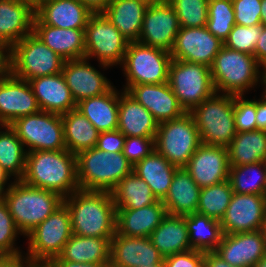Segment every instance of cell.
Instances as JSON below:
<instances>
[{
	"instance_id": "cell-1",
	"label": "cell",
	"mask_w": 266,
	"mask_h": 267,
	"mask_svg": "<svg viewBox=\"0 0 266 267\" xmlns=\"http://www.w3.org/2000/svg\"><path fill=\"white\" fill-rule=\"evenodd\" d=\"M70 211L72 233L79 236L113 238L117 209L110 192L78 189L63 198Z\"/></svg>"
},
{
	"instance_id": "cell-2",
	"label": "cell",
	"mask_w": 266,
	"mask_h": 267,
	"mask_svg": "<svg viewBox=\"0 0 266 267\" xmlns=\"http://www.w3.org/2000/svg\"><path fill=\"white\" fill-rule=\"evenodd\" d=\"M27 185L58 193L63 198L80 189L76 155L65 150L27 152L21 179Z\"/></svg>"
},
{
	"instance_id": "cell-3",
	"label": "cell",
	"mask_w": 266,
	"mask_h": 267,
	"mask_svg": "<svg viewBox=\"0 0 266 267\" xmlns=\"http://www.w3.org/2000/svg\"><path fill=\"white\" fill-rule=\"evenodd\" d=\"M4 201L17 229L26 236L63 204V197L56 192L27 185L22 180H14L7 185Z\"/></svg>"
},
{
	"instance_id": "cell-4",
	"label": "cell",
	"mask_w": 266,
	"mask_h": 267,
	"mask_svg": "<svg viewBox=\"0 0 266 267\" xmlns=\"http://www.w3.org/2000/svg\"><path fill=\"white\" fill-rule=\"evenodd\" d=\"M77 181L86 191L112 192L119 181L133 172L122 152L91 148L76 155Z\"/></svg>"
},
{
	"instance_id": "cell-5",
	"label": "cell",
	"mask_w": 266,
	"mask_h": 267,
	"mask_svg": "<svg viewBox=\"0 0 266 267\" xmlns=\"http://www.w3.org/2000/svg\"><path fill=\"white\" fill-rule=\"evenodd\" d=\"M210 69L217 93L244 95L261 82V66L255 56L224 45L215 56Z\"/></svg>"
},
{
	"instance_id": "cell-6",
	"label": "cell",
	"mask_w": 266,
	"mask_h": 267,
	"mask_svg": "<svg viewBox=\"0 0 266 267\" xmlns=\"http://www.w3.org/2000/svg\"><path fill=\"white\" fill-rule=\"evenodd\" d=\"M201 144L227 147L236 136L234 95L215 92L190 112Z\"/></svg>"
},
{
	"instance_id": "cell-7",
	"label": "cell",
	"mask_w": 266,
	"mask_h": 267,
	"mask_svg": "<svg viewBox=\"0 0 266 267\" xmlns=\"http://www.w3.org/2000/svg\"><path fill=\"white\" fill-rule=\"evenodd\" d=\"M200 145L199 131L190 112L159 123L155 150L176 167H185Z\"/></svg>"
},
{
	"instance_id": "cell-8",
	"label": "cell",
	"mask_w": 266,
	"mask_h": 267,
	"mask_svg": "<svg viewBox=\"0 0 266 267\" xmlns=\"http://www.w3.org/2000/svg\"><path fill=\"white\" fill-rule=\"evenodd\" d=\"M72 234L70 211L63 203L26 235L29 241L26 255L36 265H47L61 254Z\"/></svg>"
},
{
	"instance_id": "cell-9",
	"label": "cell",
	"mask_w": 266,
	"mask_h": 267,
	"mask_svg": "<svg viewBox=\"0 0 266 267\" xmlns=\"http://www.w3.org/2000/svg\"><path fill=\"white\" fill-rule=\"evenodd\" d=\"M64 63L33 32L10 48V72L23 80L60 74Z\"/></svg>"
},
{
	"instance_id": "cell-10",
	"label": "cell",
	"mask_w": 266,
	"mask_h": 267,
	"mask_svg": "<svg viewBox=\"0 0 266 267\" xmlns=\"http://www.w3.org/2000/svg\"><path fill=\"white\" fill-rule=\"evenodd\" d=\"M171 61V54L165 50L129 42L122 63L127 81L123 89L128 91L133 85L168 82Z\"/></svg>"
},
{
	"instance_id": "cell-11",
	"label": "cell",
	"mask_w": 266,
	"mask_h": 267,
	"mask_svg": "<svg viewBox=\"0 0 266 267\" xmlns=\"http://www.w3.org/2000/svg\"><path fill=\"white\" fill-rule=\"evenodd\" d=\"M168 84L185 112H191L216 92L210 67L184 60L172 59Z\"/></svg>"
},
{
	"instance_id": "cell-12",
	"label": "cell",
	"mask_w": 266,
	"mask_h": 267,
	"mask_svg": "<svg viewBox=\"0 0 266 267\" xmlns=\"http://www.w3.org/2000/svg\"><path fill=\"white\" fill-rule=\"evenodd\" d=\"M129 40L102 12L93 13L85 28V58L94 57L101 67L122 65Z\"/></svg>"
},
{
	"instance_id": "cell-13",
	"label": "cell",
	"mask_w": 266,
	"mask_h": 267,
	"mask_svg": "<svg viewBox=\"0 0 266 267\" xmlns=\"http://www.w3.org/2000/svg\"><path fill=\"white\" fill-rule=\"evenodd\" d=\"M26 151L65 150L62 116L40 110L10 124Z\"/></svg>"
},
{
	"instance_id": "cell-14",
	"label": "cell",
	"mask_w": 266,
	"mask_h": 267,
	"mask_svg": "<svg viewBox=\"0 0 266 267\" xmlns=\"http://www.w3.org/2000/svg\"><path fill=\"white\" fill-rule=\"evenodd\" d=\"M179 29L178 16L168 0L150 2L137 42L170 53Z\"/></svg>"
},
{
	"instance_id": "cell-15",
	"label": "cell",
	"mask_w": 266,
	"mask_h": 267,
	"mask_svg": "<svg viewBox=\"0 0 266 267\" xmlns=\"http://www.w3.org/2000/svg\"><path fill=\"white\" fill-rule=\"evenodd\" d=\"M266 219V195L233 193L220 221L223 234L262 230Z\"/></svg>"
},
{
	"instance_id": "cell-16",
	"label": "cell",
	"mask_w": 266,
	"mask_h": 267,
	"mask_svg": "<svg viewBox=\"0 0 266 267\" xmlns=\"http://www.w3.org/2000/svg\"><path fill=\"white\" fill-rule=\"evenodd\" d=\"M223 45L206 26L180 27L170 54L172 59L211 67Z\"/></svg>"
},
{
	"instance_id": "cell-17",
	"label": "cell",
	"mask_w": 266,
	"mask_h": 267,
	"mask_svg": "<svg viewBox=\"0 0 266 267\" xmlns=\"http://www.w3.org/2000/svg\"><path fill=\"white\" fill-rule=\"evenodd\" d=\"M40 111L37 99L27 80L11 72L0 76V125Z\"/></svg>"
},
{
	"instance_id": "cell-18",
	"label": "cell",
	"mask_w": 266,
	"mask_h": 267,
	"mask_svg": "<svg viewBox=\"0 0 266 267\" xmlns=\"http://www.w3.org/2000/svg\"><path fill=\"white\" fill-rule=\"evenodd\" d=\"M185 169L202 189L228 180V149L224 146L201 144L189 159Z\"/></svg>"
},
{
	"instance_id": "cell-19",
	"label": "cell",
	"mask_w": 266,
	"mask_h": 267,
	"mask_svg": "<svg viewBox=\"0 0 266 267\" xmlns=\"http://www.w3.org/2000/svg\"><path fill=\"white\" fill-rule=\"evenodd\" d=\"M164 264V257L150 237H128L115 233L110 241V267H140Z\"/></svg>"
},
{
	"instance_id": "cell-20",
	"label": "cell",
	"mask_w": 266,
	"mask_h": 267,
	"mask_svg": "<svg viewBox=\"0 0 266 267\" xmlns=\"http://www.w3.org/2000/svg\"><path fill=\"white\" fill-rule=\"evenodd\" d=\"M215 252L226 262L237 267H254L266 255L262 230L223 234Z\"/></svg>"
},
{
	"instance_id": "cell-21",
	"label": "cell",
	"mask_w": 266,
	"mask_h": 267,
	"mask_svg": "<svg viewBox=\"0 0 266 267\" xmlns=\"http://www.w3.org/2000/svg\"><path fill=\"white\" fill-rule=\"evenodd\" d=\"M62 74L76 104L84 99L102 95L113 85L87 58L65 61Z\"/></svg>"
},
{
	"instance_id": "cell-22",
	"label": "cell",
	"mask_w": 266,
	"mask_h": 267,
	"mask_svg": "<svg viewBox=\"0 0 266 267\" xmlns=\"http://www.w3.org/2000/svg\"><path fill=\"white\" fill-rule=\"evenodd\" d=\"M35 2L0 0V40L9 48L33 32Z\"/></svg>"
},
{
	"instance_id": "cell-23",
	"label": "cell",
	"mask_w": 266,
	"mask_h": 267,
	"mask_svg": "<svg viewBox=\"0 0 266 267\" xmlns=\"http://www.w3.org/2000/svg\"><path fill=\"white\" fill-rule=\"evenodd\" d=\"M93 12L79 0H38L35 16L49 26L85 29Z\"/></svg>"
},
{
	"instance_id": "cell-24",
	"label": "cell",
	"mask_w": 266,
	"mask_h": 267,
	"mask_svg": "<svg viewBox=\"0 0 266 267\" xmlns=\"http://www.w3.org/2000/svg\"><path fill=\"white\" fill-rule=\"evenodd\" d=\"M127 92L159 123L179 118L185 113L168 82L133 85Z\"/></svg>"
},
{
	"instance_id": "cell-25",
	"label": "cell",
	"mask_w": 266,
	"mask_h": 267,
	"mask_svg": "<svg viewBox=\"0 0 266 267\" xmlns=\"http://www.w3.org/2000/svg\"><path fill=\"white\" fill-rule=\"evenodd\" d=\"M40 110L63 115L76 109V102L62 73L40 76L28 81Z\"/></svg>"
},
{
	"instance_id": "cell-26",
	"label": "cell",
	"mask_w": 266,
	"mask_h": 267,
	"mask_svg": "<svg viewBox=\"0 0 266 267\" xmlns=\"http://www.w3.org/2000/svg\"><path fill=\"white\" fill-rule=\"evenodd\" d=\"M33 33L65 61L85 58V29L49 26L35 16Z\"/></svg>"
},
{
	"instance_id": "cell-27",
	"label": "cell",
	"mask_w": 266,
	"mask_h": 267,
	"mask_svg": "<svg viewBox=\"0 0 266 267\" xmlns=\"http://www.w3.org/2000/svg\"><path fill=\"white\" fill-rule=\"evenodd\" d=\"M166 215L162 200L138 209H117L116 233L128 237H150Z\"/></svg>"
},
{
	"instance_id": "cell-28",
	"label": "cell",
	"mask_w": 266,
	"mask_h": 267,
	"mask_svg": "<svg viewBox=\"0 0 266 267\" xmlns=\"http://www.w3.org/2000/svg\"><path fill=\"white\" fill-rule=\"evenodd\" d=\"M158 125L153 115L127 91L119 92L117 129L126 137H156Z\"/></svg>"
},
{
	"instance_id": "cell-29",
	"label": "cell",
	"mask_w": 266,
	"mask_h": 267,
	"mask_svg": "<svg viewBox=\"0 0 266 267\" xmlns=\"http://www.w3.org/2000/svg\"><path fill=\"white\" fill-rule=\"evenodd\" d=\"M200 190L185 167L177 168L168 193L162 200L167 214L187 216L196 213Z\"/></svg>"
},
{
	"instance_id": "cell-30",
	"label": "cell",
	"mask_w": 266,
	"mask_h": 267,
	"mask_svg": "<svg viewBox=\"0 0 266 267\" xmlns=\"http://www.w3.org/2000/svg\"><path fill=\"white\" fill-rule=\"evenodd\" d=\"M149 4L147 0H112L102 13L129 42H135Z\"/></svg>"
},
{
	"instance_id": "cell-31",
	"label": "cell",
	"mask_w": 266,
	"mask_h": 267,
	"mask_svg": "<svg viewBox=\"0 0 266 267\" xmlns=\"http://www.w3.org/2000/svg\"><path fill=\"white\" fill-rule=\"evenodd\" d=\"M79 110L101 133L118 127L119 91L112 87L108 92L77 103Z\"/></svg>"
},
{
	"instance_id": "cell-32",
	"label": "cell",
	"mask_w": 266,
	"mask_h": 267,
	"mask_svg": "<svg viewBox=\"0 0 266 267\" xmlns=\"http://www.w3.org/2000/svg\"><path fill=\"white\" fill-rule=\"evenodd\" d=\"M177 168L154 150L133 166V172L148 184L157 200H163Z\"/></svg>"
},
{
	"instance_id": "cell-33",
	"label": "cell",
	"mask_w": 266,
	"mask_h": 267,
	"mask_svg": "<svg viewBox=\"0 0 266 267\" xmlns=\"http://www.w3.org/2000/svg\"><path fill=\"white\" fill-rule=\"evenodd\" d=\"M150 239L164 258L192 249L184 216L167 214Z\"/></svg>"
},
{
	"instance_id": "cell-34",
	"label": "cell",
	"mask_w": 266,
	"mask_h": 267,
	"mask_svg": "<svg viewBox=\"0 0 266 267\" xmlns=\"http://www.w3.org/2000/svg\"><path fill=\"white\" fill-rule=\"evenodd\" d=\"M111 239L72 234L59 257L69 262L109 264Z\"/></svg>"
},
{
	"instance_id": "cell-35",
	"label": "cell",
	"mask_w": 266,
	"mask_h": 267,
	"mask_svg": "<svg viewBox=\"0 0 266 267\" xmlns=\"http://www.w3.org/2000/svg\"><path fill=\"white\" fill-rule=\"evenodd\" d=\"M66 149L74 155L96 147L100 132L77 109L61 115Z\"/></svg>"
},
{
	"instance_id": "cell-36",
	"label": "cell",
	"mask_w": 266,
	"mask_h": 267,
	"mask_svg": "<svg viewBox=\"0 0 266 267\" xmlns=\"http://www.w3.org/2000/svg\"><path fill=\"white\" fill-rule=\"evenodd\" d=\"M227 149L230 166L266 162V131L237 132Z\"/></svg>"
},
{
	"instance_id": "cell-37",
	"label": "cell",
	"mask_w": 266,
	"mask_h": 267,
	"mask_svg": "<svg viewBox=\"0 0 266 267\" xmlns=\"http://www.w3.org/2000/svg\"><path fill=\"white\" fill-rule=\"evenodd\" d=\"M111 194L116 209H138L158 201L148 184L134 172L122 178Z\"/></svg>"
},
{
	"instance_id": "cell-38",
	"label": "cell",
	"mask_w": 266,
	"mask_h": 267,
	"mask_svg": "<svg viewBox=\"0 0 266 267\" xmlns=\"http://www.w3.org/2000/svg\"><path fill=\"white\" fill-rule=\"evenodd\" d=\"M184 219L192 249L203 252L217 249L223 237L219 221L198 213L184 216Z\"/></svg>"
},
{
	"instance_id": "cell-39",
	"label": "cell",
	"mask_w": 266,
	"mask_h": 267,
	"mask_svg": "<svg viewBox=\"0 0 266 267\" xmlns=\"http://www.w3.org/2000/svg\"><path fill=\"white\" fill-rule=\"evenodd\" d=\"M0 126V130H5L0 131V165L14 180H21L26 168V148L10 125Z\"/></svg>"
},
{
	"instance_id": "cell-40",
	"label": "cell",
	"mask_w": 266,
	"mask_h": 267,
	"mask_svg": "<svg viewBox=\"0 0 266 267\" xmlns=\"http://www.w3.org/2000/svg\"><path fill=\"white\" fill-rule=\"evenodd\" d=\"M228 180L234 193L266 195V162L230 166Z\"/></svg>"
},
{
	"instance_id": "cell-41",
	"label": "cell",
	"mask_w": 266,
	"mask_h": 267,
	"mask_svg": "<svg viewBox=\"0 0 266 267\" xmlns=\"http://www.w3.org/2000/svg\"><path fill=\"white\" fill-rule=\"evenodd\" d=\"M233 193L229 180L202 188L196 213L220 222L226 213Z\"/></svg>"
},
{
	"instance_id": "cell-42",
	"label": "cell",
	"mask_w": 266,
	"mask_h": 267,
	"mask_svg": "<svg viewBox=\"0 0 266 267\" xmlns=\"http://www.w3.org/2000/svg\"><path fill=\"white\" fill-rule=\"evenodd\" d=\"M232 0H209L207 29L223 43L235 25Z\"/></svg>"
},
{
	"instance_id": "cell-43",
	"label": "cell",
	"mask_w": 266,
	"mask_h": 267,
	"mask_svg": "<svg viewBox=\"0 0 266 267\" xmlns=\"http://www.w3.org/2000/svg\"><path fill=\"white\" fill-rule=\"evenodd\" d=\"M178 16L180 27H204L209 0H168Z\"/></svg>"
},
{
	"instance_id": "cell-44",
	"label": "cell",
	"mask_w": 266,
	"mask_h": 267,
	"mask_svg": "<svg viewBox=\"0 0 266 267\" xmlns=\"http://www.w3.org/2000/svg\"><path fill=\"white\" fill-rule=\"evenodd\" d=\"M263 24L240 26L235 24L224 46L254 56L255 46L261 37Z\"/></svg>"
},
{
	"instance_id": "cell-45",
	"label": "cell",
	"mask_w": 266,
	"mask_h": 267,
	"mask_svg": "<svg viewBox=\"0 0 266 267\" xmlns=\"http://www.w3.org/2000/svg\"><path fill=\"white\" fill-rule=\"evenodd\" d=\"M22 233L17 229L13 217L4 200L0 201V256H12L22 253L15 241Z\"/></svg>"
},
{
	"instance_id": "cell-46",
	"label": "cell",
	"mask_w": 266,
	"mask_h": 267,
	"mask_svg": "<svg viewBox=\"0 0 266 267\" xmlns=\"http://www.w3.org/2000/svg\"><path fill=\"white\" fill-rule=\"evenodd\" d=\"M245 95H234V122L237 132L257 130L256 99L249 100Z\"/></svg>"
},
{
	"instance_id": "cell-47",
	"label": "cell",
	"mask_w": 266,
	"mask_h": 267,
	"mask_svg": "<svg viewBox=\"0 0 266 267\" xmlns=\"http://www.w3.org/2000/svg\"><path fill=\"white\" fill-rule=\"evenodd\" d=\"M155 150V137H126L123 155L134 166Z\"/></svg>"
},
{
	"instance_id": "cell-48",
	"label": "cell",
	"mask_w": 266,
	"mask_h": 267,
	"mask_svg": "<svg viewBox=\"0 0 266 267\" xmlns=\"http://www.w3.org/2000/svg\"><path fill=\"white\" fill-rule=\"evenodd\" d=\"M235 23L240 26H253L261 23L262 0H232Z\"/></svg>"
},
{
	"instance_id": "cell-49",
	"label": "cell",
	"mask_w": 266,
	"mask_h": 267,
	"mask_svg": "<svg viewBox=\"0 0 266 267\" xmlns=\"http://www.w3.org/2000/svg\"><path fill=\"white\" fill-rule=\"evenodd\" d=\"M164 267H204V252L191 249L164 258Z\"/></svg>"
},
{
	"instance_id": "cell-50",
	"label": "cell",
	"mask_w": 266,
	"mask_h": 267,
	"mask_svg": "<svg viewBox=\"0 0 266 267\" xmlns=\"http://www.w3.org/2000/svg\"><path fill=\"white\" fill-rule=\"evenodd\" d=\"M125 138L126 136L118 129L101 132L95 148L106 152L120 153L123 152Z\"/></svg>"
},
{
	"instance_id": "cell-51",
	"label": "cell",
	"mask_w": 266,
	"mask_h": 267,
	"mask_svg": "<svg viewBox=\"0 0 266 267\" xmlns=\"http://www.w3.org/2000/svg\"><path fill=\"white\" fill-rule=\"evenodd\" d=\"M36 264L22 253L12 256H0V267H34Z\"/></svg>"
},
{
	"instance_id": "cell-52",
	"label": "cell",
	"mask_w": 266,
	"mask_h": 267,
	"mask_svg": "<svg viewBox=\"0 0 266 267\" xmlns=\"http://www.w3.org/2000/svg\"><path fill=\"white\" fill-rule=\"evenodd\" d=\"M254 56L260 66L266 63V25L262 27L261 37L255 46Z\"/></svg>"
},
{
	"instance_id": "cell-53",
	"label": "cell",
	"mask_w": 266,
	"mask_h": 267,
	"mask_svg": "<svg viewBox=\"0 0 266 267\" xmlns=\"http://www.w3.org/2000/svg\"><path fill=\"white\" fill-rule=\"evenodd\" d=\"M47 267H110L109 264L77 263L62 260L59 256L53 258Z\"/></svg>"
},
{
	"instance_id": "cell-54",
	"label": "cell",
	"mask_w": 266,
	"mask_h": 267,
	"mask_svg": "<svg viewBox=\"0 0 266 267\" xmlns=\"http://www.w3.org/2000/svg\"><path fill=\"white\" fill-rule=\"evenodd\" d=\"M204 267H237L226 262L215 251L204 252Z\"/></svg>"
},
{
	"instance_id": "cell-55",
	"label": "cell",
	"mask_w": 266,
	"mask_h": 267,
	"mask_svg": "<svg viewBox=\"0 0 266 267\" xmlns=\"http://www.w3.org/2000/svg\"><path fill=\"white\" fill-rule=\"evenodd\" d=\"M261 97L256 100V124L257 129L266 131V99Z\"/></svg>"
},
{
	"instance_id": "cell-56",
	"label": "cell",
	"mask_w": 266,
	"mask_h": 267,
	"mask_svg": "<svg viewBox=\"0 0 266 267\" xmlns=\"http://www.w3.org/2000/svg\"><path fill=\"white\" fill-rule=\"evenodd\" d=\"M10 72V48L0 40V76Z\"/></svg>"
},
{
	"instance_id": "cell-57",
	"label": "cell",
	"mask_w": 266,
	"mask_h": 267,
	"mask_svg": "<svg viewBox=\"0 0 266 267\" xmlns=\"http://www.w3.org/2000/svg\"><path fill=\"white\" fill-rule=\"evenodd\" d=\"M86 5L93 13L102 12L112 0H79Z\"/></svg>"
},
{
	"instance_id": "cell-58",
	"label": "cell",
	"mask_w": 266,
	"mask_h": 267,
	"mask_svg": "<svg viewBox=\"0 0 266 267\" xmlns=\"http://www.w3.org/2000/svg\"><path fill=\"white\" fill-rule=\"evenodd\" d=\"M11 178V176L8 174L7 171H5L1 165H0V185L4 188V189H7L5 188L7 185V182L9 181V179Z\"/></svg>"
},
{
	"instance_id": "cell-59",
	"label": "cell",
	"mask_w": 266,
	"mask_h": 267,
	"mask_svg": "<svg viewBox=\"0 0 266 267\" xmlns=\"http://www.w3.org/2000/svg\"><path fill=\"white\" fill-rule=\"evenodd\" d=\"M261 23L266 25V0H262L261 2Z\"/></svg>"
},
{
	"instance_id": "cell-60",
	"label": "cell",
	"mask_w": 266,
	"mask_h": 267,
	"mask_svg": "<svg viewBox=\"0 0 266 267\" xmlns=\"http://www.w3.org/2000/svg\"><path fill=\"white\" fill-rule=\"evenodd\" d=\"M261 67V83L263 86H266V63L263 64Z\"/></svg>"
},
{
	"instance_id": "cell-61",
	"label": "cell",
	"mask_w": 266,
	"mask_h": 267,
	"mask_svg": "<svg viewBox=\"0 0 266 267\" xmlns=\"http://www.w3.org/2000/svg\"><path fill=\"white\" fill-rule=\"evenodd\" d=\"M254 267H266V255Z\"/></svg>"
},
{
	"instance_id": "cell-62",
	"label": "cell",
	"mask_w": 266,
	"mask_h": 267,
	"mask_svg": "<svg viewBox=\"0 0 266 267\" xmlns=\"http://www.w3.org/2000/svg\"><path fill=\"white\" fill-rule=\"evenodd\" d=\"M5 190L1 185H0V201L4 200V195H5Z\"/></svg>"
},
{
	"instance_id": "cell-63",
	"label": "cell",
	"mask_w": 266,
	"mask_h": 267,
	"mask_svg": "<svg viewBox=\"0 0 266 267\" xmlns=\"http://www.w3.org/2000/svg\"><path fill=\"white\" fill-rule=\"evenodd\" d=\"M262 232L264 234L265 242H266V219H265V222H264L263 227H262Z\"/></svg>"
},
{
	"instance_id": "cell-64",
	"label": "cell",
	"mask_w": 266,
	"mask_h": 267,
	"mask_svg": "<svg viewBox=\"0 0 266 267\" xmlns=\"http://www.w3.org/2000/svg\"><path fill=\"white\" fill-rule=\"evenodd\" d=\"M140 267H164V264H154V265H150V266H140Z\"/></svg>"
},
{
	"instance_id": "cell-65",
	"label": "cell",
	"mask_w": 266,
	"mask_h": 267,
	"mask_svg": "<svg viewBox=\"0 0 266 267\" xmlns=\"http://www.w3.org/2000/svg\"><path fill=\"white\" fill-rule=\"evenodd\" d=\"M264 91H263V97L266 99V86H264V89H263Z\"/></svg>"
},
{
	"instance_id": "cell-66",
	"label": "cell",
	"mask_w": 266,
	"mask_h": 267,
	"mask_svg": "<svg viewBox=\"0 0 266 267\" xmlns=\"http://www.w3.org/2000/svg\"><path fill=\"white\" fill-rule=\"evenodd\" d=\"M34 267H47L46 265H35Z\"/></svg>"
},
{
	"instance_id": "cell-67",
	"label": "cell",
	"mask_w": 266,
	"mask_h": 267,
	"mask_svg": "<svg viewBox=\"0 0 266 267\" xmlns=\"http://www.w3.org/2000/svg\"><path fill=\"white\" fill-rule=\"evenodd\" d=\"M147 1H149V2H154V1H158V0H147Z\"/></svg>"
}]
</instances>
